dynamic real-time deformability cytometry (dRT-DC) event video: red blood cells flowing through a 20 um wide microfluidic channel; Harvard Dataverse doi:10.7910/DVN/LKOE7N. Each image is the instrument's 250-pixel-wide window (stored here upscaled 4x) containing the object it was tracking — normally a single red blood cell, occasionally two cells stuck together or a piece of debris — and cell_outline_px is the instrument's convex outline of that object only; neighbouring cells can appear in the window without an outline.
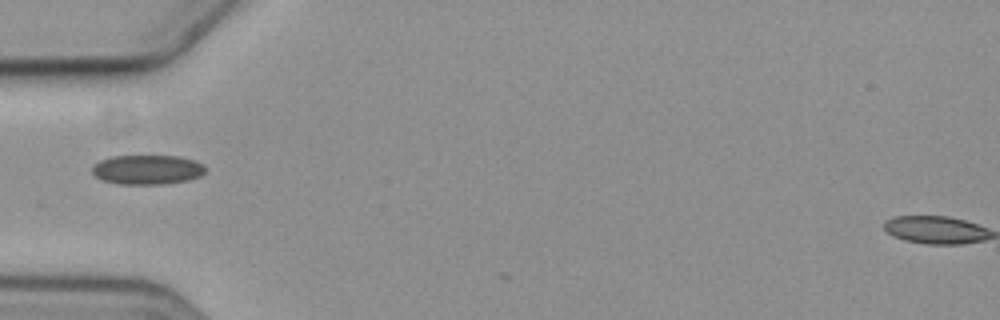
{"species": "common noctule bat (a hibernating species)", "species_latin": "Nyctalus noctula", "temperature_condition": "cold", "stored_images_in_passage": 2, "camera_frame_rate_fps": 3000, "um_per_image_px": 0.085, "animal": {"sex": "female", "body_mass_g": 19.3, "forearm_length_mm": 54.1}, "frame": {"image": 1, "passage_image": 1, "time_ms": 0.0, "image_size_px": [1000, 320], "cell_outline_px": [[208, 168], [200, 176], [188, 180], [164, 184], [120, 184], [100, 180], [92, 172], [92, 168], [100, 160], [112, 156], [180, 156], [196, 160], [204, 164]], "centroid_in_image_um": [12.56, 14.42], "position_along_channel_um": 72.4, "area_um2": 19.65}}